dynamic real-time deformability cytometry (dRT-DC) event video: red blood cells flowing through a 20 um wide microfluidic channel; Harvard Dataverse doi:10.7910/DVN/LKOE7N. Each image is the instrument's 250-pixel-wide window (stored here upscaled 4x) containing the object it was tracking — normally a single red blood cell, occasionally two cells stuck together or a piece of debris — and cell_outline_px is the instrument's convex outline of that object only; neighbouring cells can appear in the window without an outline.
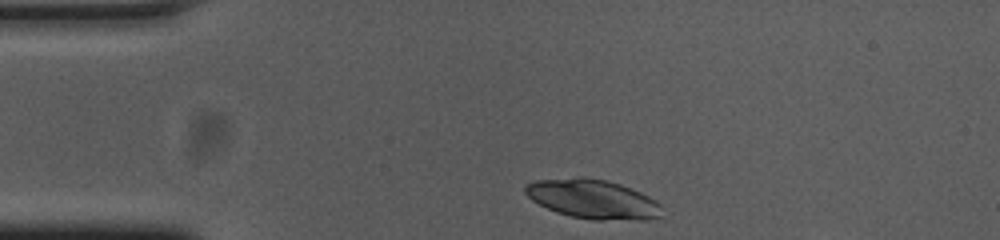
{"species": "common noctule bat (a hibernating species)", "species_latin": "Nyctalus noctula", "temperature_condition": "cold", "stored_images_in_passage": 35, "camera_frame_rate_fps": 3000, "um_per_image_px": 0.085, "animal": {"sex": "female", "body_mass_g": 23.0, "forearm_length_mm": 53.4}, "frame": {"image": 1, "passage_image": 1, "time_ms": 0.0, "image_size_px": [1000, 240], "cell_outline_px": [[660, 216], [648, 220], [592, 220], [572, 216], [556, 212], [532, 200], [524, 192], [524, 188], [528, 184], [536, 180], [580, 176], [584, 176], [608, 180], [620, 184], [640, 192], [648, 196], [660, 204]], "centroid_in_image_um": [50.38, 16.91], "position_along_channel_um": 34.6, "area_um2": 31.27}}